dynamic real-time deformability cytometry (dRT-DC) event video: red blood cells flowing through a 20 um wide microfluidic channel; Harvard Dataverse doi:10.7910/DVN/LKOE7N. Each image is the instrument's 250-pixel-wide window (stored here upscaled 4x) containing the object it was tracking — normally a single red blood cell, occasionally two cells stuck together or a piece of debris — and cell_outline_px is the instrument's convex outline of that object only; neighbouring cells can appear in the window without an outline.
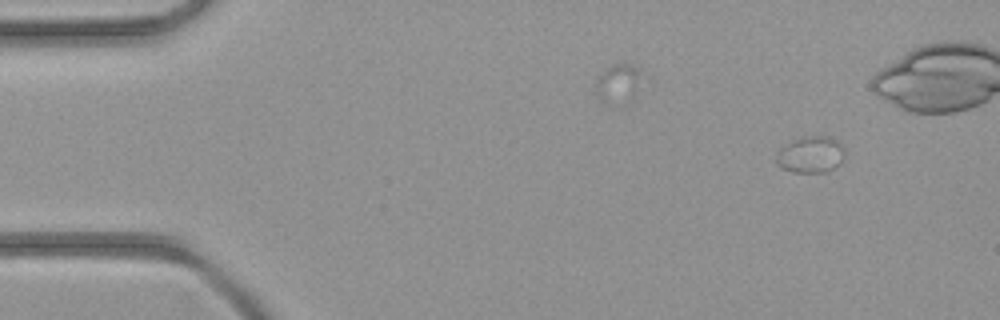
{"species": "common noctule bat (a hibernating species)", "species_latin": "Nyctalus noctula", "temperature_condition": "room temperature", "stored_images_in_passage": 45, "camera_frame_rate_fps": 3000, "um_per_image_px": 0.085, "animal": {"sex": "female", "body_mass_g": 21.9}, "frame": {"image": 1, "passage_image": 4, "time_ms": 1.0, "image_size_px": [1000, 320], "cell_outline_px": [[844, 156], [840, 164], [824, 172], [792, 172], [776, 164], [776, 152], [780, 148], [796, 140], [816, 136], [820, 136], [836, 140], [844, 148]], "centroid_in_image_um": [68.9, 13.17], "position_along_channel_um": 16.1, "area_um2": 14.1}}
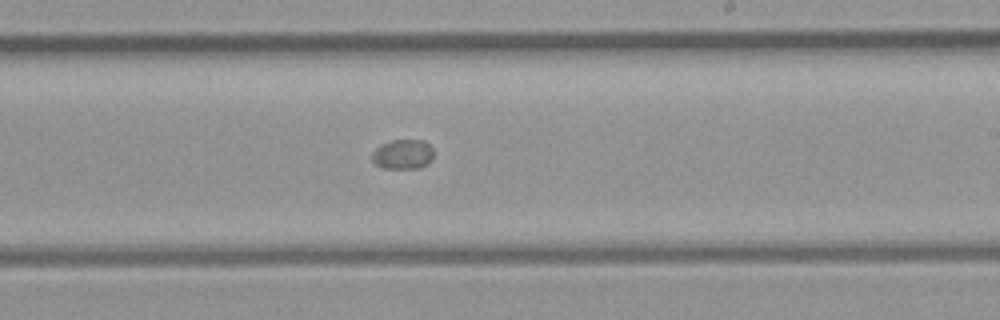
{"frame": {"image": 2, "passage_image": 26, "time_ms": 8.333, "image_size_px": [1000, 320], "cell_outline_px": [[432, 160], [420, 168], [380, 168], [372, 160], [372, 156], [376, 148], [380, 144], [392, 140], [424, 140], [432, 148]], "centroid_in_image_um": [34.23, 13.11], "position_along_channel_um": 254.8, "area_um2": 10.64}}
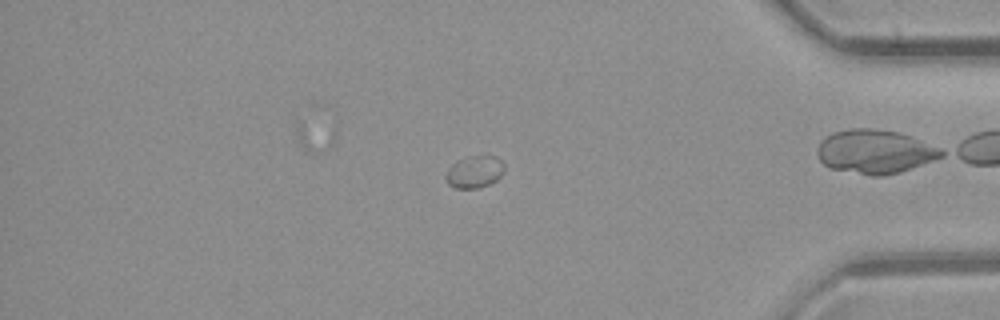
{"frame": {"image": 3, "passage_image": 37, "time_ms": 12.0, "image_size_px": [1000, 320], "cell_outline_px": [[504, 172], [496, 180], [488, 184], [476, 188], [456, 188], [448, 184], [444, 176], [448, 168], [456, 160], [468, 156], [496, 156], [504, 164]], "centroid_in_image_um": [40.31, 14.59], "position_along_channel_um": 394.9, "area_um2": 10.98}}